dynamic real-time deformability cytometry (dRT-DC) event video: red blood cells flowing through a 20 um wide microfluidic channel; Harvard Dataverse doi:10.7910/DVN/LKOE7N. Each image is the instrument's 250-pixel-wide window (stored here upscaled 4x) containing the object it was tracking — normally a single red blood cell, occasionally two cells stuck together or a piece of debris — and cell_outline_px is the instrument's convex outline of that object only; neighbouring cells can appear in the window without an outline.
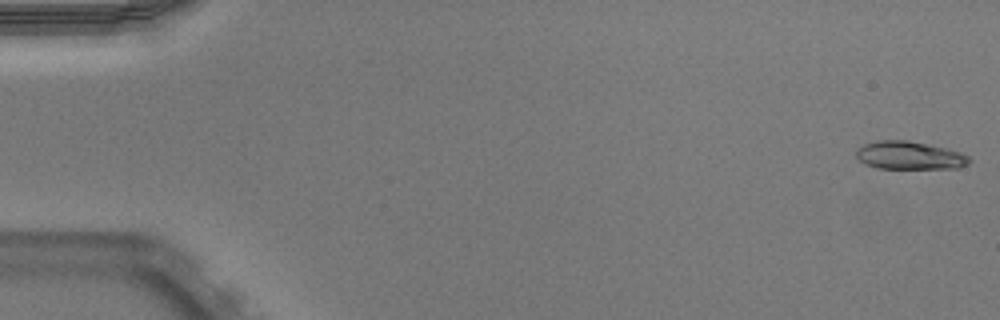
{"species": "Egyptian fruit bat (a non-hibernating species)", "species_latin": "Rousettus aegyptiacus", "temperature_condition": "warm", "stored_images_in_passage": 51, "camera_frame_rate_fps": 3000, "um_per_image_px": 0.085, "animal": {"sex": "male"}, "frame": {"image": 1, "passage_image": 1, "time_ms": 0.0, "image_size_px": [1000, 320], "cell_outline_px": [[972, 160], [968, 164], [956, 168], [876, 168], [864, 164], [856, 156], [856, 152], [864, 144], [876, 140], [908, 140], [948, 148], [960, 152], [968, 156]], "centroid_in_image_um": [77.32, 13.2], "position_along_channel_um": 7.7, "area_um2": 18.5}}
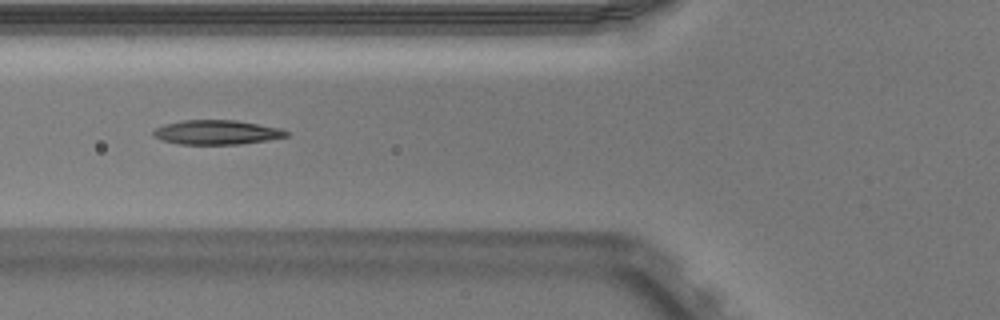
{"frame": {"image": 2, "passage_image": 20, "time_ms": 6.333, "image_size_px": [1000, 320], "cell_outline_px": [[288, 136], [268, 140], [240, 144], [180, 144], [160, 140], [152, 136], [152, 132], [156, 128], [164, 124], [184, 120], [236, 120], [280, 128], [288, 132]], "centroid_in_image_um": [18.39, 11.25], "position_along_channel_um": 107.4, "area_um2": 18.9}}
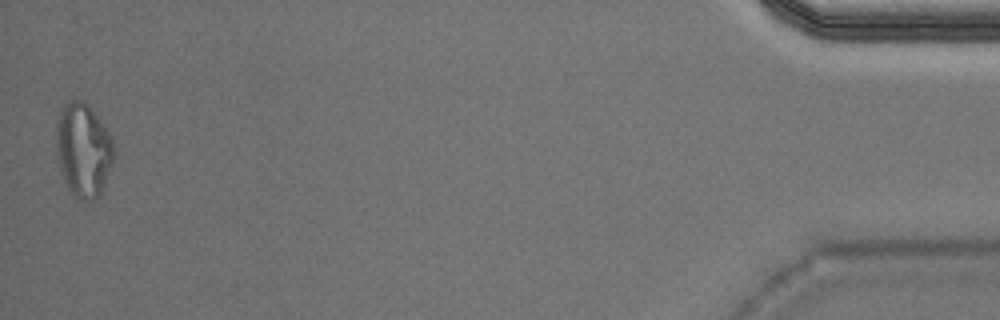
{"frame": {"image": 3, "passage_image": 51, "time_ms": 16.667, "image_size_px": [1000, 320], "cell_outline_px": [[116, 156], [100, 196], [96, 200], [80, 200], [68, 192], [60, 172], [56, 156], [56, 120], [60, 108], [64, 104], [72, 100], [84, 100], [92, 108], [104, 124], [112, 136]], "centroid_in_image_um": [7.08, 12.76], "position_along_channel_um": 428.1, "area_um2": 32.71}, "authors_computed_cell_mechanics": {"area_um2": 18.8428, "velocity_mm_per_s": 3.9568, "shape_relaxation_time_tau1_ms": null, "shape_relaxation_time_tau2_ms": 2.0628, "deformation_change_tau1": null, "deformation_change_tau2": 0.1012}}